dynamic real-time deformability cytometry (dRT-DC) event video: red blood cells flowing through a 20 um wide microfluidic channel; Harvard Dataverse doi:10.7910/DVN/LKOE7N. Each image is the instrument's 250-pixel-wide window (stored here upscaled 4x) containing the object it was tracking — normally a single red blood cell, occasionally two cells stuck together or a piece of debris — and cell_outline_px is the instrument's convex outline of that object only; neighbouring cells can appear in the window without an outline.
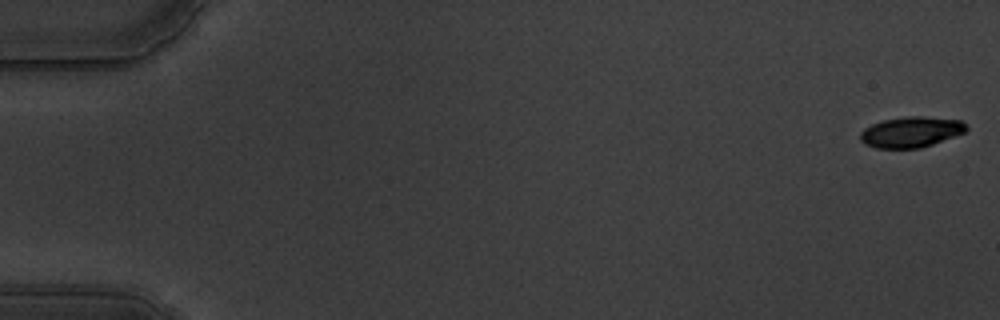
{"species": "common noctule bat (a hibernating species)", "species_latin": "Nyctalus noctula", "temperature_condition": "warm", "stored_images_in_passage": 53, "camera_frame_rate_fps": 3000, "um_per_image_px": 0.085, "animal": {"sex": "male", "body_mass_g": 19.5, "forearm_length_mm": 54.6}, "frame": {"image": 1, "passage_image": 1, "time_ms": 0.0, "image_size_px": [1000, 320], "cell_outline_px": [[968, 128], [964, 132], [932, 144], [920, 148], [876, 148], [864, 144], [860, 140], [860, 132], [864, 128], [872, 124], [884, 120], [908, 116], [920, 116], [960, 120]], "centroid_in_image_um": [77.39, 11.22], "position_along_channel_um": 7.6, "area_um2": 18.73}}
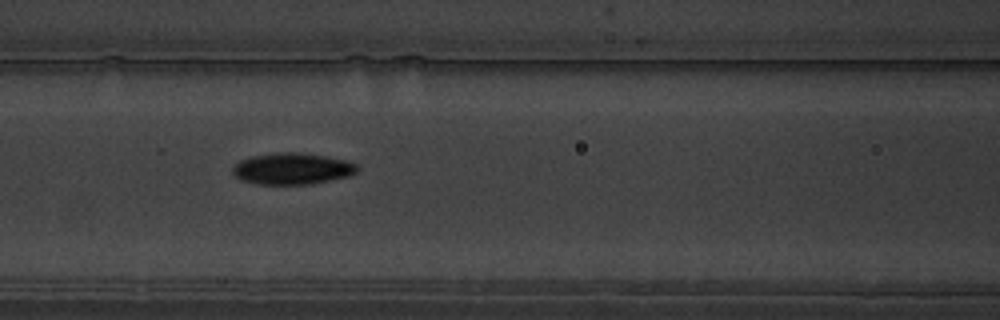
{"frame": {"image": 2, "passage_image": 26, "time_ms": 8.333, "image_size_px": [1000, 320], "cell_outline_px": [[360, 168], [356, 172], [348, 176], [312, 184], [256, 184], [240, 180], [232, 172], [232, 168], [240, 160], [252, 156], [284, 152], [300, 152], [324, 156], [344, 160], [356, 164]], "centroid_in_image_um": [24.83, 14.34], "position_along_channel_um": 141.8, "area_um2": 22.72}}
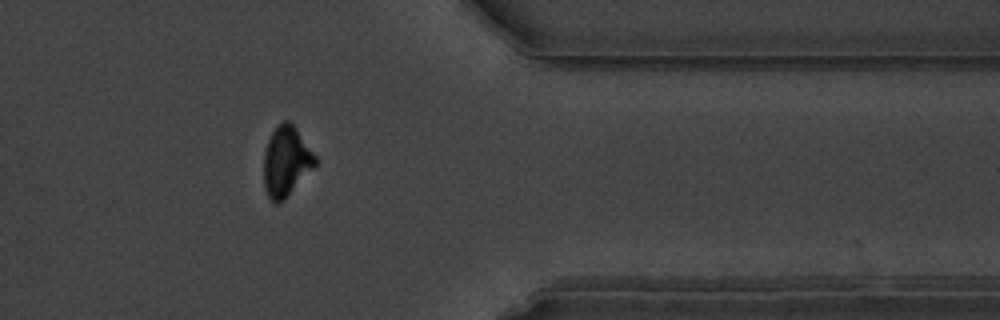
{"frame": {"image": 3, "passage_image": 48, "time_ms": 15.667, "image_size_px": [1000, 320], "cell_outline_px": [[316, 164], [284, 200], [280, 204], [276, 204], [268, 196], [264, 188], [264, 152], [268, 140], [272, 132], [284, 120], [288, 120], [296, 128], [316, 156]], "centroid_in_image_um": [24.31, 13.73], "position_along_channel_um": 387.1, "area_um2": 20.69}}